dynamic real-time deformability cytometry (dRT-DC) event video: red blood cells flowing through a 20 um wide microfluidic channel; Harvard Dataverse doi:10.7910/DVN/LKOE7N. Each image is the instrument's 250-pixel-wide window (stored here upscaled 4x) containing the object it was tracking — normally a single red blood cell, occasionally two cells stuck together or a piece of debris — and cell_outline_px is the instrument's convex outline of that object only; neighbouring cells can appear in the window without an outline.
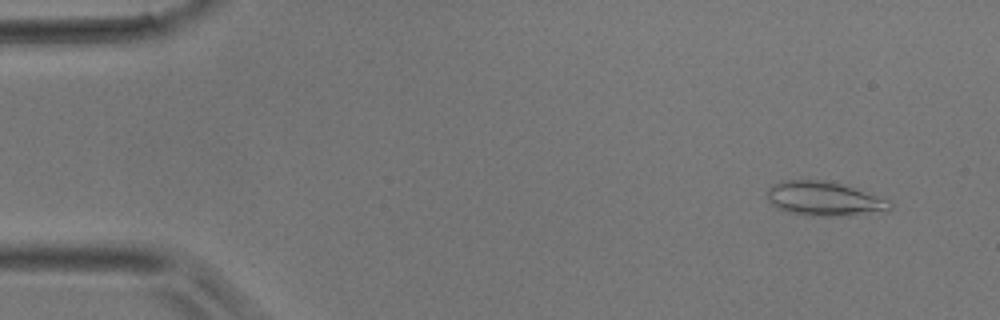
{"species": "common noctule bat (a hibernating species)", "species_latin": "Nyctalus noctula", "temperature_condition": "room temperature", "stored_images_in_passage": 46, "camera_frame_rate_fps": 3000, "um_per_image_px": 0.085, "animal": {"sex": "male", "body_mass_g": 17.9}, "frame": {"image": 1, "passage_image": 4, "time_ms": 1.0, "image_size_px": [1000, 320], "cell_outline_px": [[892, 208], [848, 216], [812, 216], [788, 212], [776, 208], [768, 200], [768, 188], [772, 184], [780, 180], [824, 180], [840, 184], [888, 200], [892, 204]], "centroid_in_image_um": [69.96, 16.89], "position_along_channel_um": 15.0, "area_um2": 24.1}}
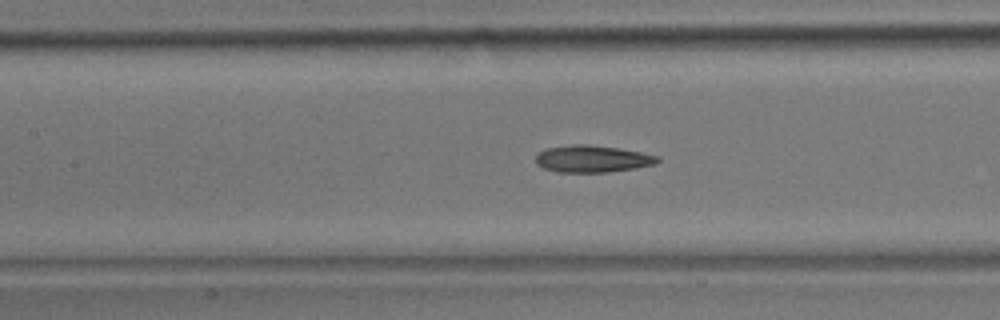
{"frame": {"image": 2, "passage_image": 21, "time_ms": 6.667, "image_size_px": [1000, 320], "cell_outline_px": [[660, 160], [656, 164], [636, 168], [608, 172], [556, 172], [544, 168], [536, 164], [536, 156], [544, 148], [572, 144], [588, 144], [616, 148], [640, 152], [656, 156]], "centroid_in_image_um": [50.31, 13.5], "position_along_channel_um": 157.1, "area_um2": 19.13}}
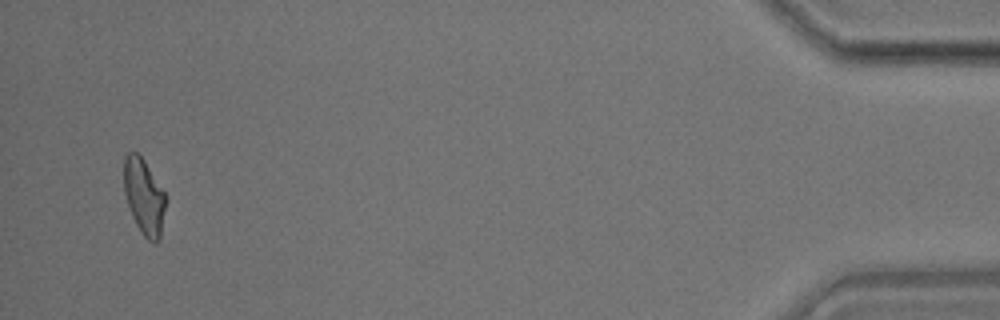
{"frame": {"image": 3, "passage_image": 45, "time_ms": 14.667, "image_size_px": [1000, 320], "cell_outline_px": [[168, 196], [160, 240], [156, 244], [148, 240], [140, 232], [132, 216], [124, 192], [124, 156], [128, 152], [136, 152], [144, 160]], "centroid_in_image_um": [12.28, 16.74], "position_along_channel_um": 422.9, "area_um2": 18.84}}